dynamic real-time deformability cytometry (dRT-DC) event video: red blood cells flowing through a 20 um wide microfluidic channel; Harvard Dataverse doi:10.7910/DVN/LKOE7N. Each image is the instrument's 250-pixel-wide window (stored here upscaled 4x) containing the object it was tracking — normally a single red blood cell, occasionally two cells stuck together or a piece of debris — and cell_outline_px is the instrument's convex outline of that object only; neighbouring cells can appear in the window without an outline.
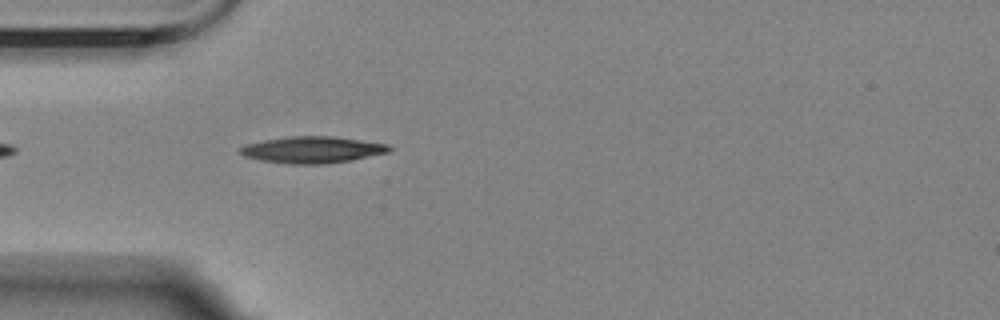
{"species": "Egyptian fruit bat (a non-hibernating species)", "species_latin": "Rousettus aegyptiacus", "temperature_condition": "room temperature", "stored_images_in_passage": 1, "camera_frame_rate_fps": 3000, "um_per_image_px": 0.085, "animal": {"sex": "female"}, "frame": {"image": 1, "passage_image": 1, "time_ms": 0.0, "image_size_px": [1000, 320], "cell_outline_px": [[392, 148], [388, 152], [352, 160], [324, 164], [288, 164], [260, 160], [244, 156], [236, 152], [244, 144], [264, 140], [292, 136], [332, 136], [388, 144]], "centroid_in_image_um": [26.5, 12.73], "position_along_channel_um": 58.5, "area_um2": 23.12}}